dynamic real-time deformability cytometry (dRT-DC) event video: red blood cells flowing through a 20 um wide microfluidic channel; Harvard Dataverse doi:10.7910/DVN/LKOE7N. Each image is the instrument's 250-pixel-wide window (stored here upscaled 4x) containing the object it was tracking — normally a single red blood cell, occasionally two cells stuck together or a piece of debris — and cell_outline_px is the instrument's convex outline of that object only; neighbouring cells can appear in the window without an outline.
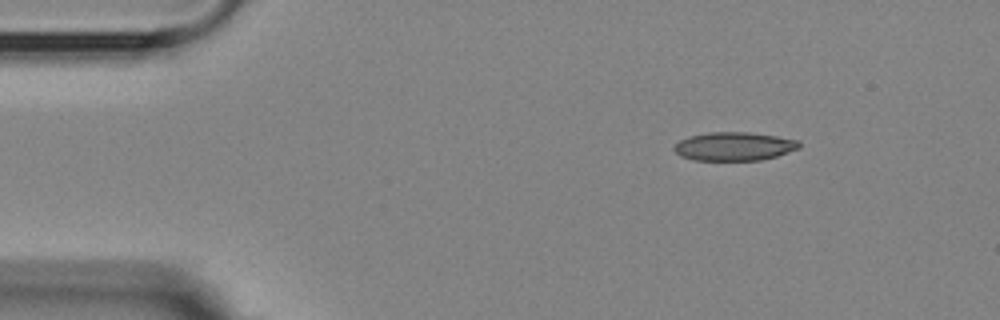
{"species": "Egyptian fruit bat (a non-hibernating species)", "species_latin": "Rousettus aegyptiacus", "temperature_condition": "room temperature", "stored_images_in_passage": 4, "camera_frame_rate_fps": 3000, "um_per_image_px": 0.085, "animal": {"sex": "female"}, "frame": {"image": 1, "passage_image": 1, "time_ms": 0.0, "image_size_px": [1000, 320], "cell_outline_px": [[800, 148], [776, 156], [760, 160], [696, 160], [680, 156], [672, 148], [680, 140], [688, 136], [708, 132], [748, 132], [776, 136], [800, 140]], "centroid_in_image_um": [62.4, 12.43], "position_along_channel_um": 22.6, "area_um2": 20.81}}
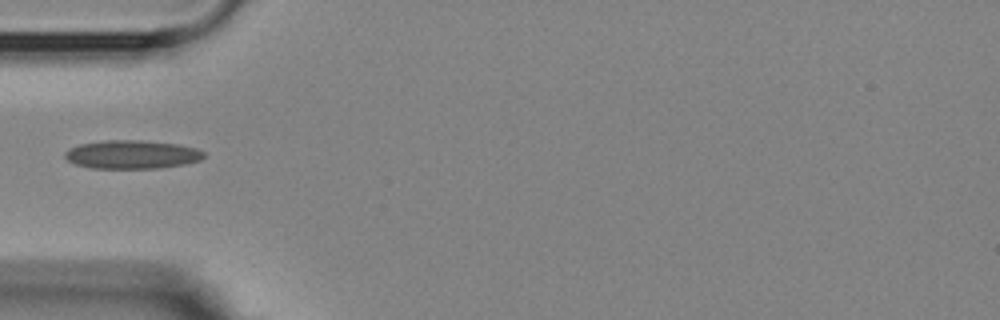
{"frame": {"image": 2, "passage_image": 4, "time_ms": 3.333, "image_size_px": [1000, 320], "cell_outline_px": [[204, 156], [200, 160], [184, 164], [156, 168], [92, 168], [76, 164], [68, 160], [64, 156], [64, 152], [68, 148], [80, 144], [108, 140], [140, 140], [180, 144], [196, 148], [204, 152]], "centroid_in_image_um": [11.21, 13.12], "position_along_channel_um": 73.8, "area_um2": 23.0}}